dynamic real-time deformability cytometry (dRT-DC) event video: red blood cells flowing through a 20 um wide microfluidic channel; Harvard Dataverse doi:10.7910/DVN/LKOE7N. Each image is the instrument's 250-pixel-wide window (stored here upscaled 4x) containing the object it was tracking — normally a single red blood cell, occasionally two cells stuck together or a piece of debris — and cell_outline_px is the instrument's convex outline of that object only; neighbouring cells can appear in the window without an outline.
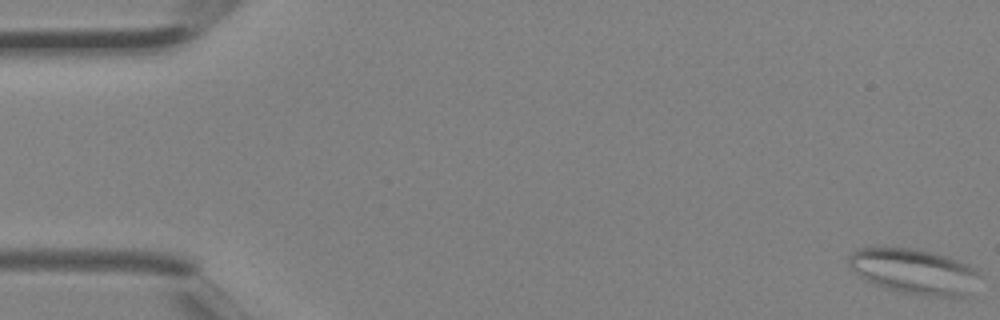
{"species": "Egyptian fruit bat (a non-hibernating species)", "species_latin": "Rousettus aegyptiacus", "temperature_condition": "room temperature", "stored_images_in_passage": 4, "camera_frame_rate_fps": 3000, "um_per_image_px": 0.085, "animal": {"sex": "female"}, "frame": {"image": 1, "passage_image": 1, "time_ms": 0.0, "image_size_px": [1000, 320], "cell_outline_px": [[984, 276], [964, 296], [936, 296], [900, 292], [884, 288], [872, 284], [860, 276], [848, 264], [848, 256], [856, 248], [912, 248], [932, 252], [968, 264], [976, 268]], "centroid_in_image_um": [77.72, 23.06], "position_along_channel_um": 7.3, "area_um2": 34.45}}